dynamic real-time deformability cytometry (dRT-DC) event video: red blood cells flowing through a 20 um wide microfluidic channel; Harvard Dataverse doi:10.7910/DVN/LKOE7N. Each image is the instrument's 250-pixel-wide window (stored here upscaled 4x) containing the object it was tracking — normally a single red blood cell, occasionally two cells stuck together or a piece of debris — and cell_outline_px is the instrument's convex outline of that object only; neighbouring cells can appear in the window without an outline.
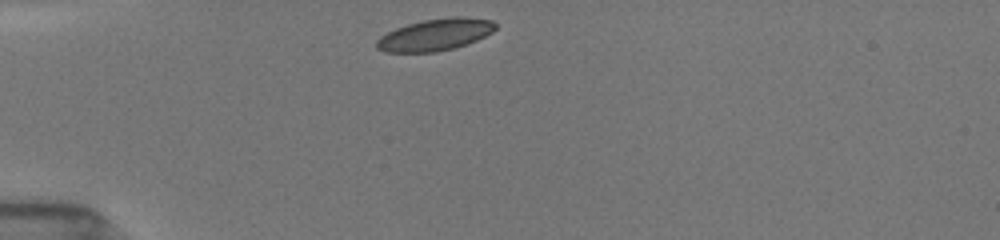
{"species": "common noctule bat (a hibernating species)", "species_latin": "Nyctalus noctula", "temperature_condition": "room temperature", "stored_images_in_passage": 15, "camera_frame_rate_fps": 3000, "um_per_image_px": 0.085, "animal": {"sex": "female", "body_mass_g": 19.5, "forearm_length_mm": 54.1}, "frame": {"image": 1, "passage_image": 1, "time_ms": 0.0, "image_size_px": [1000, 240], "cell_outline_px": [[496, 28], [492, 32], [476, 40], [452, 48], [436, 52], [384, 52], [376, 48], [376, 40], [380, 36], [396, 28], [408, 24], [424, 20], [452, 16], [456, 16], [492, 20], [496, 24]], "centroid_in_image_um": [36.96, 2.95], "position_along_channel_um": 48.0, "area_um2": 21.85}}
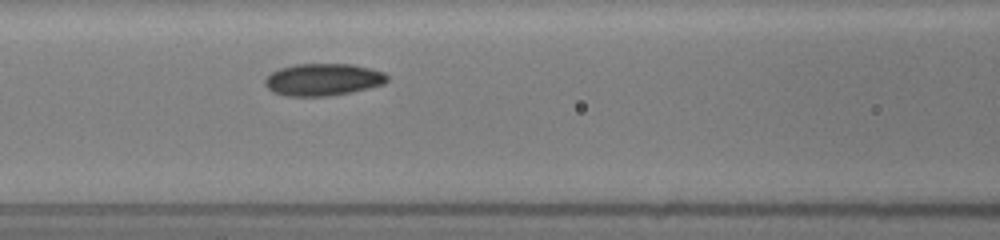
{"frame": {"image": 2, "passage_image": 10, "time_ms": 3.0, "image_size_px": [1000, 240], "cell_outline_px": [[388, 80], [384, 84], [352, 92], [332, 96], [284, 96], [272, 92], [264, 84], [264, 80], [272, 72], [280, 68], [296, 64], [352, 64], [384, 72], [388, 76]], "centroid_in_image_um": [27.45, 6.77], "position_along_channel_um": 139.2, "area_um2": 23.0}}
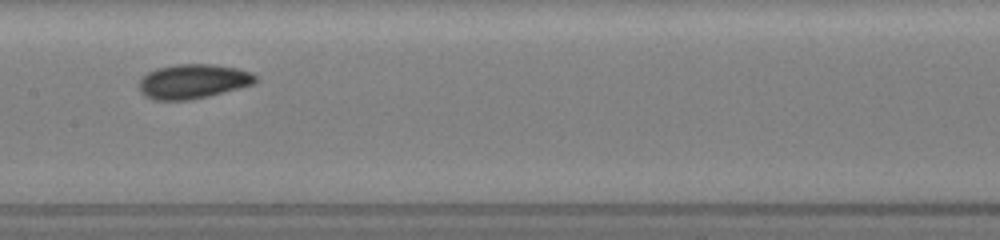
{"frame": {"image": 3, "passage_image": 14, "time_ms": 4.333, "image_size_px": [1000, 240], "cell_outline_px": [[256, 80], [252, 84], [240, 88], [208, 96], [188, 100], [152, 100], [144, 96], [140, 92], [140, 80], [148, 72], [156, 68], [176, 64], [212, 64], [236, 68], [252, 72], [256, 76]], "centroid_in_image_um": [16.39, 6.92], "position_along_channel_um": 191.0, "area_um2": 23.35}}